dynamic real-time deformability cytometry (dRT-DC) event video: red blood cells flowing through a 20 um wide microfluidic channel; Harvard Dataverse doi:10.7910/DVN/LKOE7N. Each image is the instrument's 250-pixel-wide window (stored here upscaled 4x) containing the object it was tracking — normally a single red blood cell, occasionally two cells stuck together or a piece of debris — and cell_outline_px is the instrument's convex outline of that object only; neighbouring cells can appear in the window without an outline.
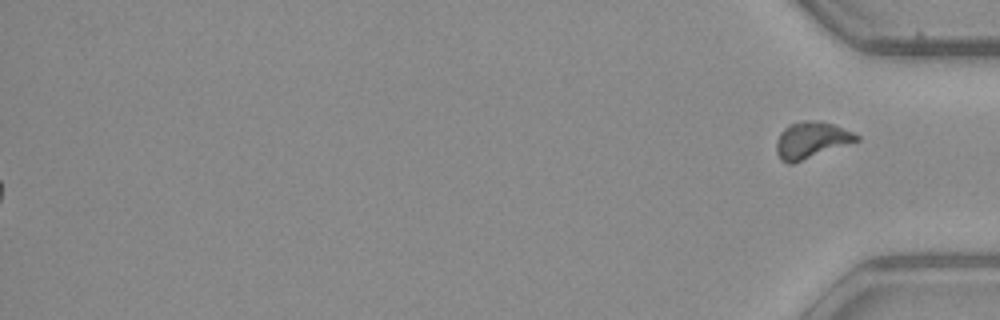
{"species": "common noctule bat (a hibernating species)", "species_latin": "Nyctalus noctula", "temperature_condition": "warm", "stored_images_in_passage": 54, "segment_of_instrument_passage": [2, 2], "camera_frame_rate_fps": 3000, "um_per_image_px": 0.085, "animal": {"sex": "male", "body_mass_g": 23.1, "forearm_length_mm": 52.7}, "frame": {"image": 1, "passage_image": 54, "time_ms": 17.667, "image_size_px": [1000, 320], "cell_outline_px": [[860, 140], [792, 164], [788, 164], [780, 160], [776, 152], [776, 140], [780, 132], [788, 124], [804, 120], [808, 120], [832, 124], [852, 132], [860, 136]], "centroid_in_image_um": [68.92, 11.92], "position_along_channel_um": 366.3, "area_um2": 16.99}}